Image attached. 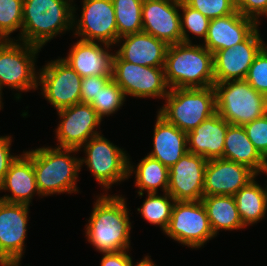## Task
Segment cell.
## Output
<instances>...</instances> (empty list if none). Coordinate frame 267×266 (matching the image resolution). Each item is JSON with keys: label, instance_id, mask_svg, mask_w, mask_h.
<instances>
[{"label": "cell", "instance_id": "1", "mask_svg": "<svg viewBox=\"0 0 267 266\" xmlns=\"http://www.w3.org/2000/svg\"><path fill=\"white\" fill-rule=\"evenodd\" d=\"M124 197L101 195L96 200L88 224L86 236L101 253L128 250L131 222Z\"/></svg>", "mask_w": 267, "mask_h": 266}, {"label": "cell", "instance_id": "2", "mask_svg": "<svg viewBox=\"0 0 267 266\" xmlns=\"http://www.w3.org/2000/svg\"><path fill=\"white\" fill-rule=\"evenodd\" d=\"M73 0H24L22 31L17 41L43 47L74 27ZM71 3V4H70Z\"/></svg>", "mask_w": 267, "mask_h": 266}, {"label": "cell", "instance_id": "3", "mask_svg": "<svg viewBox=\"0 0 267 266\" xmlns=\"http://www.w3.org/2000/svg\"><path fill=\"white\" fill-rule=\"evenodd\" d=\"M163 68L169 89L205 88L215 83L213 54L203 44L169 45Z\"/></svg>", "mask_w": 267, "mask_h": 266}, {"label": "cell", "instance_id": "4", "mask_svg": "<svg viewBox=\"0 0 267 266\" xmlns=\"http://www.w3.org/2000/svg\"><path fill=\"white\" fill-rule=\"evenodd\" d=\"M74 148L41 147L26 153L33 160L35 180L40 195L78 192L76 181L81 171L80 159L70 156Z\"/></svg>", "mask_w": 267, "mask_h": 266}, {"label": "cell", "instance_id": "5", "mask_svg": "<svg viewBox=\"0 0 267 266\" xmlns=\"http://www.w3.org/2000/svg\"><path fill=\"white\" fill-rule=\"evenodd\" d=\"M165 100L158 114L185 133L216 113L214 86L170 89Z\"/></svg>", "mask_w": 267, "mask_h": 266}, {"label": "cell", "instance_id": "6", "mask_svg": "<svg viewBox=\"0 0 267 266\" xmlns=\"http://www.w3.org/2000/svg\"><path fill=\"white\" fill-rule=\"evenodd\" d=\"M216 112L232 125L244 126L267 113V96L246 80L214 83Z\"/></svg>", "mask_w": 267, "mask_h": 266}, {"label": "cell", "instance_id": "7", "mask_svg": "<svg viewBox=\"0 0 267 266\" xmlns=\"http://www.w3.org/2000/svg\"><path fill=\"white\" fill-rule=\"evenodd\" d=\"M39 50L41 47L25 42L21 44L15 39L0 46L1 93L4 86L18 92L38 88L39 72L35 70V58Z\"/></svg>", "mask_w": 267, "mask_h": 266}, {"label": "cell", "instance_id": "8", "mask_svg": "<svg viewBox=\"0 0 267 266\" xmlns=\"http://www.w3.org/2000/svg\"><path fill=\"white\" fill-rule=\"evenodd\" d=\"M81 148L87 157L80 159L81 166L86 164L103 188L109 189L112 184L129 178L127 154L101 134L91 137Z\"/></svg>", "mask_w": 267, "mask_h": 266}, {"label": "cell", "instance_id": "9", "mask_svg": "<svg viewBox=\"0 0 267 266\" xmlns=\"http://www.w3.org/2000/svg\"><path fill=\"white\" fill-rule=\"evenodd\" d=\"M112 79L128 95L139 98H165L170 89L163 67L141 66L120 59L112 60Z\"/></svg>", "mask_w": 267, "mask_h": 266}, {"label": "cell", "instance_id": "10", "mask_svg": "<svg viewBox=\"0 0 267 266\" xmlns=\"http://www.w3.org/2000/svg\"><path fill=\"white\" fill-rule=\"evenodd\" d=\"M164 233L191 248H200L216 237L202 201H175Z\"/></svg>", "mask_w": 267, "mask_h": 266}, {"label": "cell", "instance_id": "11", "mask_svg": "<svg viewBox=\"0 0 267 266\" xmlns=\"http://www.w3.org/2000/svg\"><path fill=\"white\" fill-rule=\"evenodd\" d=\"M39 73L41 93L57 111L81 103L83 78L62 58L51 60Z\"/></svg>", "mask_w": 267, "mask_h": 266}, {"label": "cell", "instance_id": "12", "mask_svg": "<svg viewBox=\"0 0 267 266\" xmlns=\"http://www.w3.org/2000/svg\"><path fill=\"white\" fill-rule=\"evenodd\" d=\"M29 206L0 200V265L20 266L25 250Z\"/></svg>", "mask_w": 267, "mask_h": 266}, {"label": "cell", "instance_id": "13", "mask_svg": "<svg viewBox=\"0 0 267 266\" xmlns=\"http://www.w3.org/2000/svg\"><path fill=\"white\" fill-rule=\"evenodd\" d=\"M61 118L56 129L59 148L81 147L91 138L101 134L96 131L102 119L88 103H78L57 111ZM97 127V128H96Z\"/></svg>", "mask_w": 267, "mask_h": 266}, {"label": "cell", "instance_id": "14", "mask_svg": "<svg viewBox=\"0 0 267 266\" xmlns=\"http://www.w3.org/2000/svg\"><path fill=\"white\" fill-rule=\"evenodd\" d=\"M82 15L75 22V35L80 40L115 45L118 41L115 9L112 0H83Z\"/></svg>", "mask_w": 267, "mask_h": 266}, {"label": "cell", "instance_id": "15", "mask_svg": "<svg viewBox=\"0 0 267 266\" xmlns=\"http://www.w3.org/2000/svg\"><path fill=\"white\" fill-rule=\"evenodd\" d=\"M265 45L257 27L244 41L213 53L215 83L245 80L256 55Z\"/></svg>", "mask_w": 267, "mask_h": 266}, {"label": "cell", "instance_id": "16", "mask_svg": "<svg viewBox=\"0 0 267 266\" xmlns=\"http://www.w3.org/2000/svg\"><path fill=\"white\" fill-rule=\"evenodd\" d=\"M180 1L143 0L142 32L164 41L168 46L182 43Z\"/></svg>", "mask_w": 267, "mask_h": 266}, {"label": "cell", "instance_id": "17", "mask_svg": "<svg viewBox=\"0 0 267 266\" xmlns=\"http://www.w3.org/2000/svg\"><path fill=\"white\" fill-rule=\"evenodd\" d=\"M207 160L191 152L169 168L167 192L175 201H201Z\"/></svg>", "mask_w": 267, "mask_h": 266}, {"label": "cell", "instance_id": "18", "mask_svg": "<svg viewBox=\"0 0 267 266\" xmlns=\"http://www.w3.org/2000/svg\"><path fill=\"white\" fill-rule=\"evenodd\" d=\"M257 174L249 167L222 158L207 161L204 174L203 195L234 196Z\"/></svg>", "mask_w": 267, "mask_h": 266}, {"label": "cell", "instance_id": "19", "mask_svg": "<svg viewBox=\"0 0 267 266\" xmlns=\"http://www.w3.org/2000/svg\"><path fill=\"white\" fill-rule=\"evenodd\" d=\"M254 19L243 16L239 11L211 19L204 47L212 54L244 41L257 27Z\"/></svg>", "mask_w": 267, "mask_h": 266}, {"label": "cell", "instance_id": "20", "mask_svg": "<svg viewBox=\"0 0 267 266\" xmlns=\"http://www.w3.org/2000/svg\"><path fill=\"white\" fill-rule=\"evenodd\" d=\"M230 123L217 112L187 133V150L207 161L223 158L224 143Z\"/></svg>", "mask_w": 267, "mask_h": 266}, {"label": "cell", "instance_id": "21", "mask_svg": "<svg viewBox=\"0 0 267 266\" xmlns=\"http://www.w3.org/2000/svg\"><path fill=\"white\" fill-rule=\"evenodd\" d=\"M115 54L122 60L141 66L164 67L168 45L154 36L140 32L118 39L122 42Z\"/></svg>", "mask_w": 267, "mask_h": 266}, {"label": "cell", "instance_id": "22", "mask_svg": "<svg viewBox=\"0 0 267 266\" xmlns=\"http://www.w3.org/2000/svg\"><path fill=\"white\" fill-rule=\"evenodd\" d=\"M78 40L66 58H63L82 78L94 75H112L113 53L108 44Z\"/></svg>", "mask_w": 267, "mask_h": 266}, {"label": "cell", "instance_id": "23", "mask_svg": "<svg viewBox=\"0 0 267 266\" xmlns=\"http://www.w3.org/2000/svg\"><path fill=\"white\" fill-rule=\"evenodd\" d=\"M11 191L12 195H4L0 200L9 203H22L30 205L33 195L38 190L32 158L24 152L10 164L4 180L0 183V191Z\"/></svg>", "mask_w": 267, "mask_h": 266}, {"label": "cell", "instance_id": "24", "mask_svg": "<svg viewBox=\"0 0 267 266\" xmlns=\"http://www.w3.org/2000/svg\"><path fill=\"white\" fill-rule=\"evenodd\" d=\"M153 150L148 154L170 168L188 152L187 133L157 114L153 134Z\"/></svg>", "mask_w": 267, "mask_h": 266}, {"label": "cell", "instance_id": "25", "mask_svg": "<svg viewBox=\"0 0 267 266\" xmlns=\"http://www.w3.org/2000/svg\"><path fill=\"white\" fill-rule=\"evenodd\" d=\"M222 159L245 165L257 175L266 164V159L249 140L244 127L232 124L227 129Z\"/></svg>", "mask_w": 267, "mask_h": 266}, {"label": "cell", "instance_id": "26", "mask_svg": "<svg viewBox=\"0 0 267 266\" xmlns=\"http://www.w3.org/2000/svg\"><path fill=\"white\" fill-rule=\"evenodd\" d=\"M201 201L206 209L209 223L215 236L221 229L237 230L245 228L234 196H203Z\"/></svg>", "mask_w": 267, "mask_h": 266}, {"label": "cell", "instance_id": "27", "mask_svg": "<svg viewBox=\"0 0 267 266\" xmlns=\"http://www.w3.org/2000/svg\"><path fill=\"white\" fill-rule=\"evenodd\" d=\"M241 220L246 227L265 217L267 211V189L254 179L240 188L234 195Z\"/></svg>", "mask_w": 267, "mask_h": 266}, {"label": "cell", "instance_id": "28", "mask_svg": "<svg viewBox=\"0 0 267 266\" xmlns=\"http://www.w3.org/2000/svg\"><path fill=\"white\" fill-rule=\"evenodd\" d=\"M129 159V176L135 173V186L139 188V196H143L145 190L147 193H158V187L163 192H167L169 185V168L163 165L159 160L146 156L138 163L134 170Z\"/></svg>", "mask_w": 267, "mask_h": 266}, {"label": "cell", "instance_id": "29", "mask_svg": "<svg viewBox=\"0 0 267 266\" xmlns=\"http://www.w3.org/2000/svg\"><path fill=\"white\" fill-rule=\"evenodd\" d=\"M115 9L118 39L142 32L143 0H112Z\"/></svg>", "mask_w": 267, "mask_h": 266}, {"label": "cell", "instance_id": "30", "mask_svg": "<svg viewBox=\"0 0 267 266\" xmlns=\"http://www.w3.org/2000/svg\"><path fill=\"white\" fill-rule=\"evenodd\" d=\"M147 194L146 200L137 210L144 220L151 224L159 225L164 232L169 225L175 200L168 192H164L163 196L157 195L158 193Z\"/></svg>", "mask_w": 267, "mask_h": 266}, {"label": "cell", "instance_id": "31", "mask_svg": "<svg viewBox=\"0 0 267 266\" xmlns=\"http://www.w3.org/2000/svg\"><path fill=\"white\" fill-rule=\"evenodd\" d=\"M125 99L122 89L111 78L89 104L95 109L98 116L103 119L106 115L116 113L123 106Z\"/></svg>", "mask_w": 267, "mask_h": 266}, {"label": "cell", "instance_id": "32", "mask_svg": "<svg viewBox=\"0 0 267 266\" xmlns=\"http://www.w3.org/2000/svg\"><path fill=\"white\" fill-rule=\"evenodd\" d=\"M180 10H182V15H180L182 42L191 43L187 31L205 40L210 19L188 6L184 1H180Z\"/></svg>", "mask_w": 267, "mask_h": 266}, {"label": "cell", "instance_id": "33", "mask_svg": "<svg viewBox=\"0 0 267 266\" xmlns=\"http://www.w3.org/2000/svg\"><path fill=\"white\" fill-rule=\"evenodd\" d=\"M24 0H0V31L10 40L9 35L22 31Z\"/></svg>", "mask_w": 267, "mask_h": 266}, {"label": "cell", "instance_id": "34", "mask_svg": "<svg viewBox=\"0 0 267 266\" xmlns=\"http://www.w3.org/2000/svg\"><path fill=\"white\" fill-rule=\"evenodd\" d=\"M191 8L201 12L207 18L215 19L234 13L237 7L231 0H183Z\"/></svg>", "mask_w": 267, "mask_h": 266}, {"label": "cell", "instance_id": "35", "mask_svg": "<svg viewBox=\"0 0 267 266\" xmlns=\"http://www.w3.org/2000/svg\"><path fill=\"white\" fill-rule=\"evenodd\" d=\"M245 80L257 92L267 96V45L256 55Z\"/></svg>", "mask_w": 267, "mask_h": 266}, {"label": "cell", "instance_id": "36", "mask_svg": "<svg viewBox=\"0 0 267 266\" xmlns=\"http://www.w3.org/2000/svg\"><path fill=\"white\" fill-rule=\"evenodd\" d=\"M244 129L249 140L253 143L258 152L267 158V113L261 118L245 124Z\"/></svg>", "mask_w": 267, "mask_h": 266}, {"label": "cell", "instance_id": "37", "mask_svg": "<svg viewBox=\"0 0 267 266\" xmlns=\"http://www.w3.org/2000/svg\"><path fill=\"white\" fill-rule=\"evenodd\" d=\"M111 78L112 75L83 77L81 82V103L89 104Z\"/></svg>", "mask_w": 267, "mask_h": 266}, {"label": "cell", "instance_id": "38", "mask_svg": "<svg viewBox=\"0 0 267 266\" xmlns=\"http://www.w3.org/2000/svg\"><path fill=\"white\" fill-rule=\"evenodd\" d=\"M237 11L260 24L258 18L263 15L267 16V0H244L237 7Z\"/></svg>", "mask_w": 267, "mask_h": 266}, {"label": "cell", "instance_id": "39", "mask_svg": "<svg viewBox=\"0 0 267 266\" xmlns=\"http://www.w3.org/2000/svg\"><path fill=\"white\" fill-rule=\"evenodd\" d=\"M11 142V136L0 137V183L4 180L10 164L17 158L16 155L10 154Z\"/></svg>", "mask_w": 267, "mask_h": 266}, {"label": "cell", "instance_id": "40", "mask_svg": "<svg viewBox=\"0 0 267 266\" xmlns=\"http://www.w3.org/2000/svg\"><path fill=\"white\" fill-rule=\"evenodd\" d=\"M126 251L128 250L102 253L104 256L101 259L100 266H130L132 258Z\"/></svg>", "mask_w": 267, "mask_h": 266}, {"label": "cell", "instance_id": "41", "mask_svg": "<svg viewBox=\"0 0 267 266\" xmlns=\"http://www.w3.org/2000/svg\"><path fill=\"white\" fill-rule=\"evenodd\" d=\"M130 266H134L132 261H131V265ZM135 266H156V265L151 260V258L147 255L140 262L136 263Z\"/></svg>", "mask_w": 267, "mask_h": 266}, {"label": "cell", "instance_id": "42", "mask_svg": "<svg viewBox=\"0 0 267 266\" xmlns=\"http://www.w3.org/2000/svg\"><path fill=\"white\" fill-rule=\"evenodd\" d=\"M10 39H8L1 31H0V46L4 45L5 43L9 42Z\"/></svg>", "mask_w": 267, "mask_h": 266}, {"label": "cell", "instance_id": "43", "mask_svg": "<svg viewBox=\"0 0 267 266\" xmlns=\"http://www.w3.org/2000/svg\"><path fill=\"white\" fill-rule=\"evenodd\" d=\"M231 1L236 7H238L244 0H231Z\"/></svg>", "mask_w": 267, "mask_h": 266}, {"label": "cell", "instance_id": "44", "mask_svg": "<svg viewBox=\"0 0 267 266\" xmlns=\"http://www.w3.org/2000/svg\"><path fill=\"white\" fill-rule=\"evenodd\" d=\"M262 173H266V175H267V163L265 164V166L262 168V171H261ZM266 189H267V185H266Z\"/></svg>", "mask_w": 267, "mask_h": 266}, {"label": "cell", "instance_id": "45", "mask_svg": "<svg viewBox=\"0 0 267 266\" xmlns=\"http://www.w3.org/2000/svg\"><path fill=\"white\" fill-rule=\"evenodd\" d=\"M2 93L0 92V109L2 108Z\"/></svg>", "mask_w": 267, "mask_h": 266}]
</instances>
